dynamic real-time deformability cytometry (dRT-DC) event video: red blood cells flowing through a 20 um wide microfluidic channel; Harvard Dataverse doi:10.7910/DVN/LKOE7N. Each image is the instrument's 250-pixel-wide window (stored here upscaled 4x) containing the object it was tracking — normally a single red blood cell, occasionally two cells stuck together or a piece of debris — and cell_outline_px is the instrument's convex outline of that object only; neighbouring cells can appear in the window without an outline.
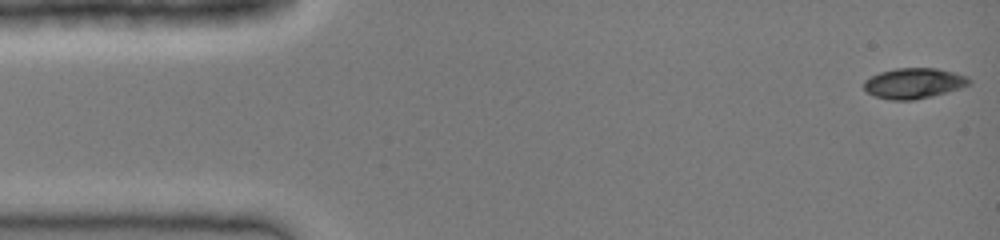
{"species": "common noctule bat (a hibernating species)", "species_latin": "Nyctalus noctula", "temperature_condition": "cold", "stored_images_in_passage": 41, "camera_frame_rate_fps": 3000, "um_per_image_px": 0.085, "animal": {"sex": "female", "body_mass_g": 19.0, "forearm_length_mm": 51.5}, "frame": {"image": 1, "passage_image": 1, "time_ms": 0.0, "image_size_px": [1000, 240], "cell_outline_px": [[972, 84], [960, 88], [932, 96], [912, 100], [892, 100], [876, 96], [868, 92], [864, 88], [864, 80], [880, 72], [896, 68], [936, 68], [968, 76], [972, 80]], "centroid_in_image_um": [77.71, 7.07], "position_along_channel_um": 7.3, "area_um2": 18.61}}
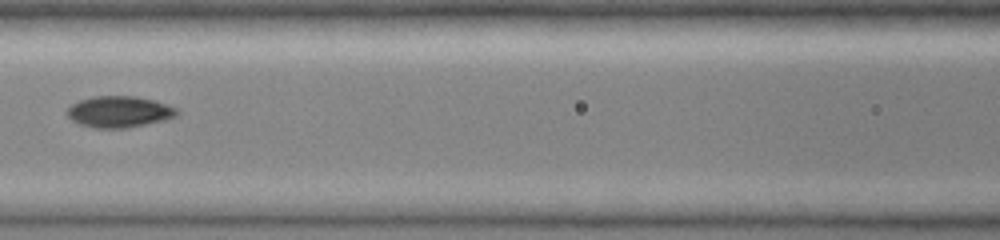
{"frame": {"image": 2, "passage_image": 18, "time_ms": 5.667, "image_size_px": [1000, 240], "cell_outline_px": [[180, 112], [176, 116], [164, 120], [128, 128], [96, 128], [80, 124], [72, 120], [68, 116], [68, 108], [72, 104], [80, 100], [92, 96], [136, 96], [168, 104], [176, 108]], "centroid_in_image_um": [10.15, 9.5], "position_along_channel_um": 156.4, "area_um2": 20.0}}
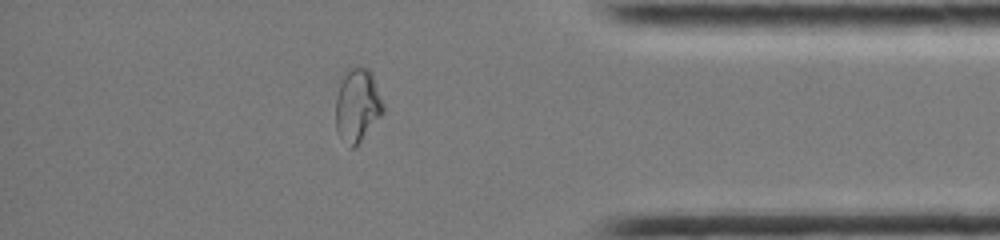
{"frame": {"image": 3, "passage_image": 35, "time_ms": 11.333, "image_size_px": [1000, 240], "cell_outline_px": [[384, 112], [356, 148], [348, 148], [340, 136], [336, 128], [336, 96], [344, 68], [368, 68], [372, 72], [384, 104]], "centroid_in_image_um": [30.38, 8.96], "position_along_channel_um": 404.8, "area_um2": 20.69}}